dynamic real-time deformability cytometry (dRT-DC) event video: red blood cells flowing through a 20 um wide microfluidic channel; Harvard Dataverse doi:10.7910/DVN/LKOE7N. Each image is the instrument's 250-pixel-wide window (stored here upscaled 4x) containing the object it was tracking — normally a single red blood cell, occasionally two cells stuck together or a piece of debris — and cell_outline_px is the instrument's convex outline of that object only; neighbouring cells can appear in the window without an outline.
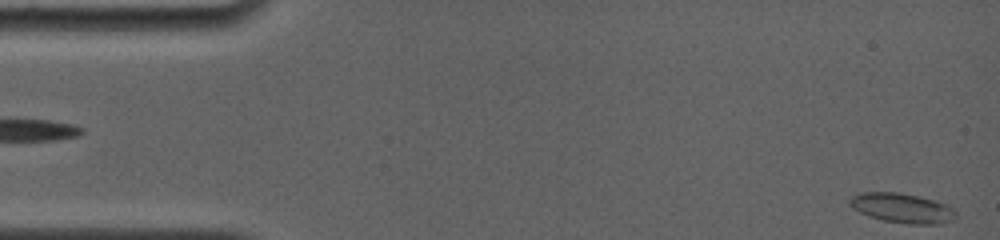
{"species": "common noctule bat (a hibernating species)", "species_latin": "Nyctalus noctula", "temperature_condition": "room temperature", "stored_images_in_passage": 36, "camera_frame_rate_fps": 4000, "um_per_image_px": 0.085, "animal": {"sex": "female", "body_mass_g": 19.0, "forearm_length_mm": 56.7}, "frame": {"image": 1, "passage_image": 1, "time_ms": 0.0, "image_size_px": [1000, 240], "cell_outline_px": [[956, 216], [952, 220], [936, 224], [912, 224], [884, 220], [868, 216], [852, 208], [848, 204], [848, 200], [852, 196], [860, 192], [900, 192], [932, 200], [944, 204], [952, 208], [956, 212]], "centroid_in_image_um": [76.62, 17.67], "position_along_channel_um": 8.4, "area_um2": 18.15}}
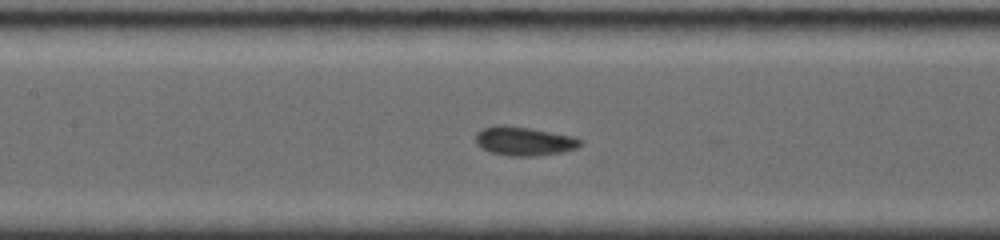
{"frame": {"image": 2, "passage_image": 21, "time_ms": 7.25, "image_size_px": [1000, 240], "cell_outline_px": [[584, 144], [576, 148], [560, 152], [536, 156], [508, 156], [492, 152], [480, 148], [476, 144], [476, 132], [484, 128], [496, 124], [504, 124], [532, 128], [576, 136], [584, 140]], "centroid_in_image_um": [44.57, 11.98], "position_along_channel_um": 162.8, "area_um2": 18.03}}
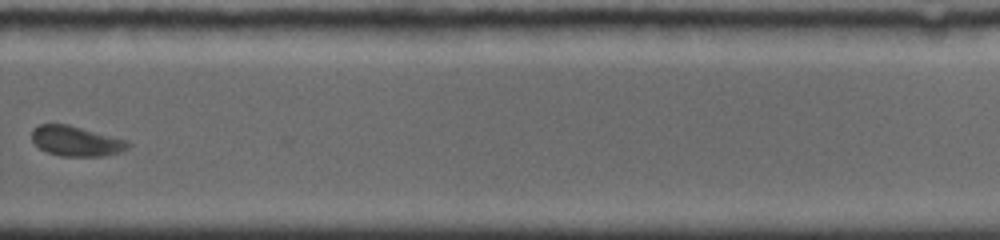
{"frame": {"image": 3, "passage_image": 35, "time_ms": 11.5, "image_size_px": [1000, 240], "cell_outline_px": [[132, 144], [128, 148], [120, 152], [104, 156], [60, 156], [48, 152], [40, 148], [32, 140], [32, 128], [40, 124], [68, 124], [128, 140]], "centroid_in_image_um": [6.49, 11.99], "position_along_channel_um": 323.3, "area_um2": 16.94}}